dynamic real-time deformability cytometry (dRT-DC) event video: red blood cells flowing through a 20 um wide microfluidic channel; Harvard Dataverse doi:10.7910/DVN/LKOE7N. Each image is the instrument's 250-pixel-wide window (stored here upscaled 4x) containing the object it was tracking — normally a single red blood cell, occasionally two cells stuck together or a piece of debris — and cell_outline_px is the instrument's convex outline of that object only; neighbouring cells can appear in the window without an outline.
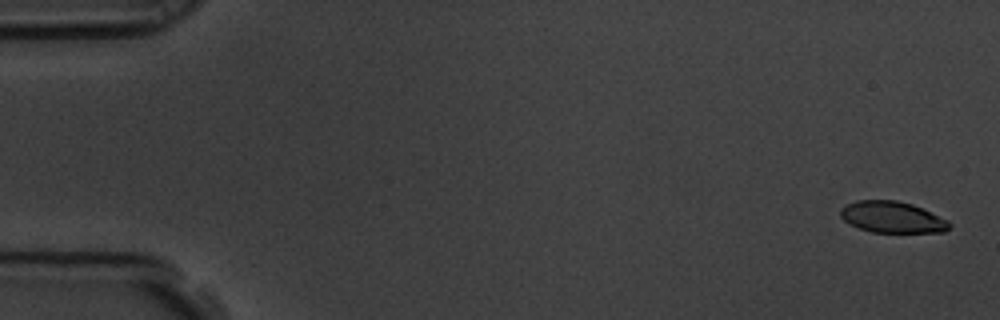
{"species": "common noctule bat (a hibernating species)", "species_latin": "Nyctalus noctula", "temperature_condition": "room temperature", "stored_images_in_passage": 5, "camera_frame_rate_fps": 3000, "um_per_image_px": 0.085, "animal": {"sex": "male", "body_mass_g": 19.5, "forearm_length_mm": 54.6}, "frame": {"image": 1, "passage_image": 1, "time_ms": 0.0, "image_size_px": [1000, 320], "cell_outline_px": [[952, 224], [944, 232], [872, 232], [860, 228], [844, 220], [840, 216], [840, 208], [856, 200], [896, 200], [912, 204], [948, 220]], "centroid_in_image_um": [75.84, 18.45], "position_along_channel_um": 9.2, "area_um2": 19.71}}
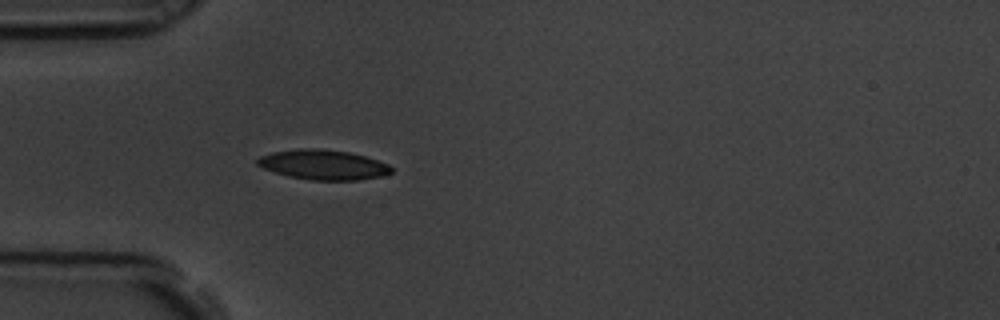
{"frame": {"image": 2, "passage_image": 5, "time_ms": 1.333, "image_size_px": [1000, 320], "cell_outline_px": [[392, 172], [380, 176], [356, 180], [308, 180], [288, 176], [264, 168], [256, 164], [256, 160], [260, 156], [272, 152], [296, 148], [320, 148], [348, 152], [364, 156], [388, 164], [392, 168]], "centroid_in_image_um": [27.44, 13.99], "position_along_channel_um": 57.6, "area_um2": 23.24}}